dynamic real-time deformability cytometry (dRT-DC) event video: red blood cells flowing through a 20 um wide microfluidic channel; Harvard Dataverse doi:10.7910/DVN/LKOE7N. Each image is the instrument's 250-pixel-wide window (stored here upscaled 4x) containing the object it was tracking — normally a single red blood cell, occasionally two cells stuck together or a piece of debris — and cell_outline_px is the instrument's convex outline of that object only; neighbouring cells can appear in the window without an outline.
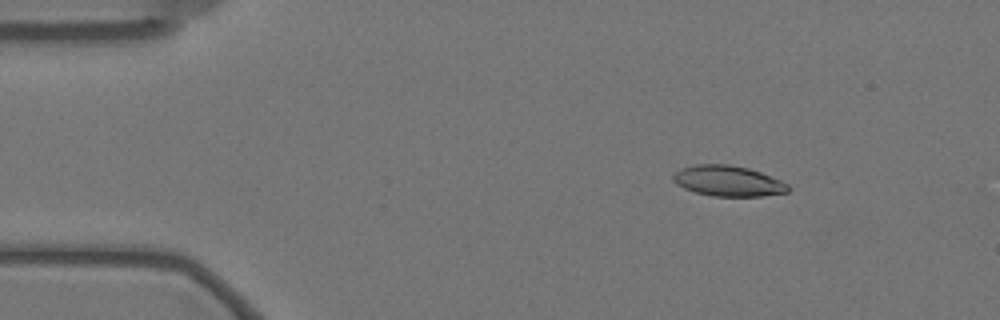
{"species": "Egyptian fruit bat (a non-hibernating species)", "species_latin": "Rousettus aegyptiacus", "temperature_condition": "warm", "stored_images_in_passage": 23, "camera_frame_rate_fps": 3000, "um_per_image_px": 0.085, "animal": {"sex": "female"}, "frame": {"image": 1, "passage_image": 8, "time_ms": 2.333, "image_size_px": [1000, 320], "cell_outline_px": [[792, 188], [788, 192], [764, 196], [712, 196], [696, 192], [684, 188], [676, 184], [672, 180], [672, 176], [676, 172], [684, 168], [696, 164], [728, 164], [748, 168], [760, 172], [780, 180], [788, 184]], "centroid_in_image_um": [61.91, 15.39], "position_along_channel_um": 23.1, "area_um2": 20.46}}
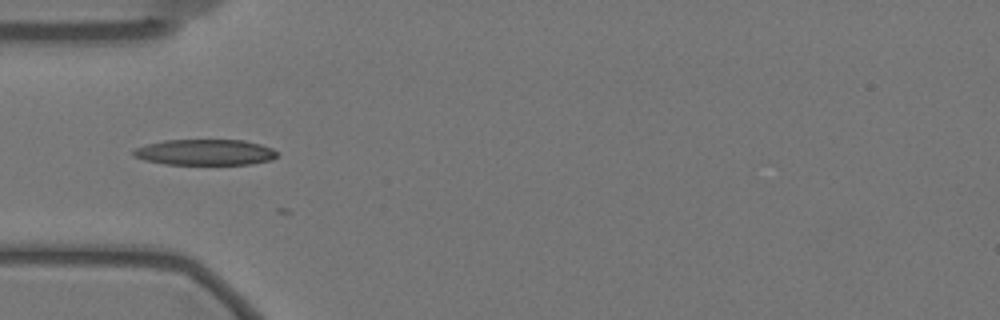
{"frame": {"image": 2, "passage_image": 18, "time_ms": 5.667, "image_size_px": [1000, 320], "cell_outline_px": [[280, 152], [272, 160], [252, 164], [164, 164], [144, 160], [132, 156], [132, 152], [136, 148], [148, 144], [164, 140], [244, 140], [260, 144], [272, 148]], "centroid_in_image_um": [17.45, 12.94], "position_along_channel_um": 67.5, "area_um2": 21.73}}
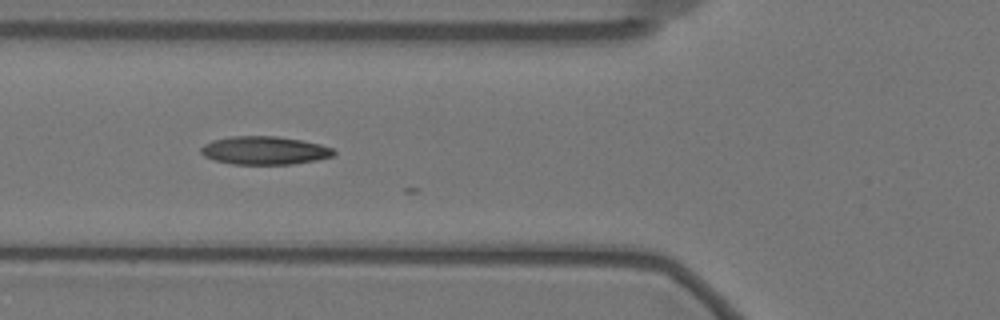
{"frame": {"image": 3, "passage_image": 21, "time_ms": 6.667, "image_size_px": [1000, 320], "cell_outline_px": [[336, 152], [332, 156], [316, 160], [292, 164], [232, 164], [216, 160], [204, 156], [200, 152], [200, 148], [204, 144], [212, 140], [228, 136], [276, 136], [300, 140], [320, 144], [332, 148]], "centroid_in_image_um": [22.46, 12.78], "position_along_channel_um": 103.3, "area_um2": 21.79}}